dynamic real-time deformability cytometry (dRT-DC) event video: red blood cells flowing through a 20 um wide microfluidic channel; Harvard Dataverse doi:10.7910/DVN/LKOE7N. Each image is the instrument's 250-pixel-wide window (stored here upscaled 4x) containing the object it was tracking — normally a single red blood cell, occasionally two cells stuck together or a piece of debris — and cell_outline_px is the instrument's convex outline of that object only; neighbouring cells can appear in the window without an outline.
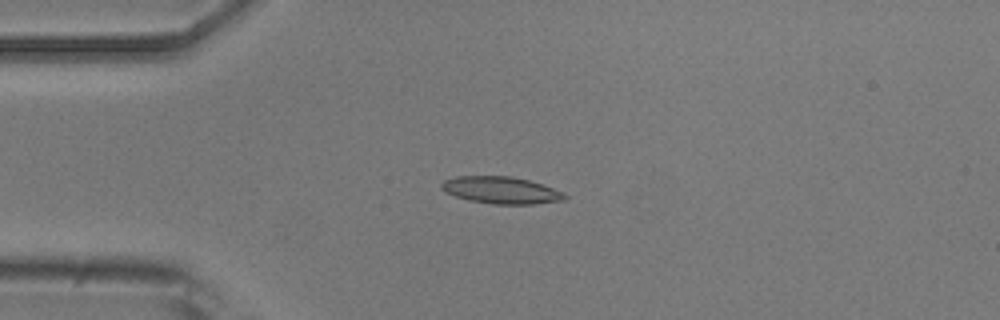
{"species": "common noctule bat (a hibernating species)", "species_latin": "Nyctalus noctula", "temperature_condition": "room temperature", "stored_images_in_passage": 3, "camera_frame_rate_fps": 3000, "um_per_image_px": 0.085, "animal": {"sex": "male", "body_mass_g": 20.5, "forearm_length_mm": 52.5}, "frame": {"image": 1, "passage_image": 1, "time_ms": 0.0, "image_size_px": [1000, 320], "cell_outline_px": [[568, 196], [564, 200], [532, 204], [492, 204], [472, 200], [456, 196], [440, 188], [440, 184], [444, 180], [456, 176], [512, 176], [528, 180], [564, 192]], "centroid_in_image_um": [42.6, 16.16], "position_along_channel_um": 42.4, "area_um2": 19.19}}
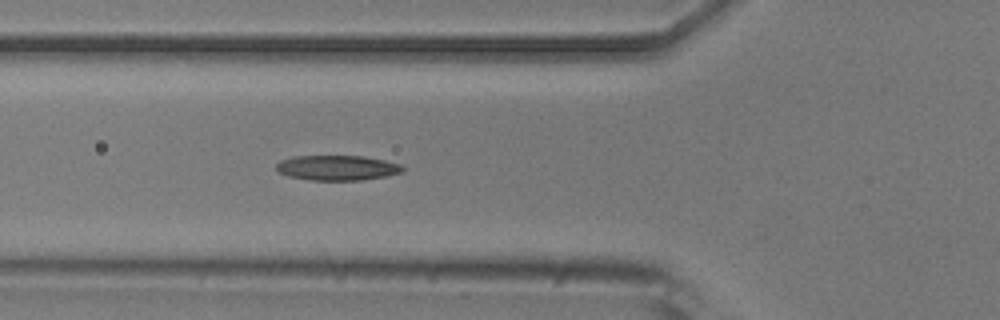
{"frame": {"image": 2, "passage_image": 3, "time_ms": 2.0, "image_size_px": [1000, 320], "cell_outline_px": [[404, 172], [388, 176], [360, 180], [312, 180], [288, 176], [280, 172], [276, 168], [276, 164], [280, 160], [292, 156], [364, 156], [384, 160], [400, 164], [404, 168]], "centroid_in_image_um": [28.68, 14.26], "position_along_channel_um": 97.1, "area_um2": 18.5}}